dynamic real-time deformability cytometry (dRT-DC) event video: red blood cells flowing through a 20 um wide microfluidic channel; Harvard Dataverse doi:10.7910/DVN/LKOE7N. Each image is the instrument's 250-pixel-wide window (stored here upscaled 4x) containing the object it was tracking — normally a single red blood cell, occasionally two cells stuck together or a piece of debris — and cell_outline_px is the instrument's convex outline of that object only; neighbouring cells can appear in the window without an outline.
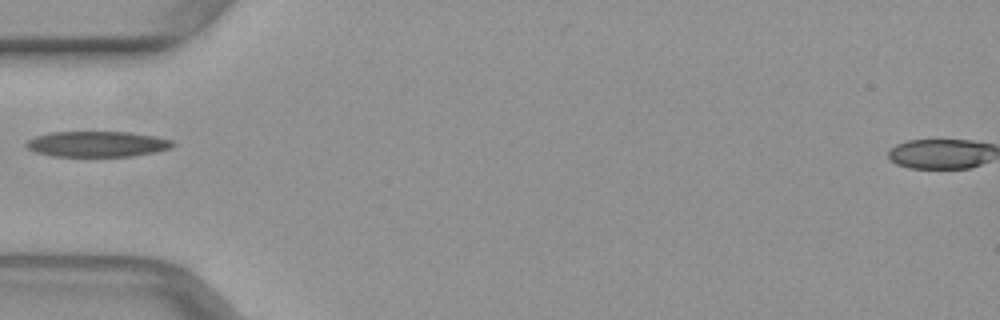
{"species": "common noctule bat (a hibernating species)", "species_latin": "Nyctalus noctula", "temperature_condition": "warm", "stored_images_in_passage": 34, "camera_frame_rate_fps": 3000, "um_per_image_px": 0.085, "animal": {"sex": "female", "body_mass_g": 29.2, "forearm_length_mm": 56.3}, "frame": {"image": 1, "passage_image": 1, "time_ms": 0.0, "image_size_px": [1000, 320], "cell_outline_px": [[176, 144], [172, 148], [132, 156], [52, 156], [36, 152], [28, 148], [24, 144], [28, 140], [36, 136], [48, 132], [132, 132], [156, 136], [172, 140]], "centroid_in_image_um": [8.27, 12.23], "position_along_channel_um": 76.7, "area_um2": 21.91}}
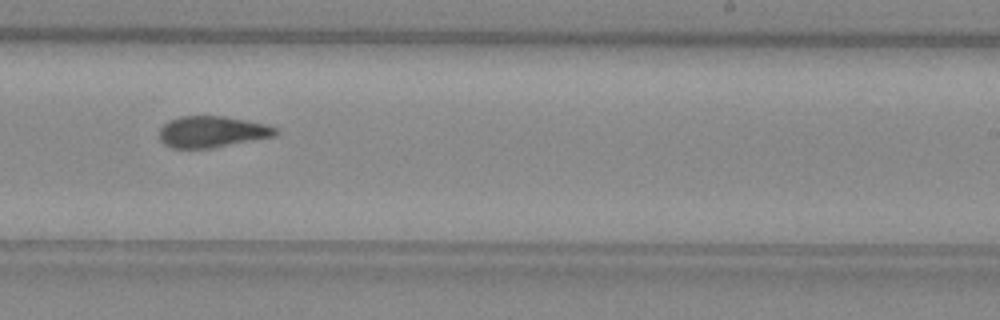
{"frame": {"image": 2, "passage_image": 15, "time_ms": 4.667, "image_size_px": [1000, 320], "cell_outline_px": [[276, 136], [212, 148], [172, 148], [164, 144], [160, 140], [160, 128], [168, 120], [180, 116], [224, 116], [268, 124], [276, 128]], "centroid_in_image_um": [18.01, 11.2], "position_along_channel_um": 271.0, "area_um2": 21.27}}
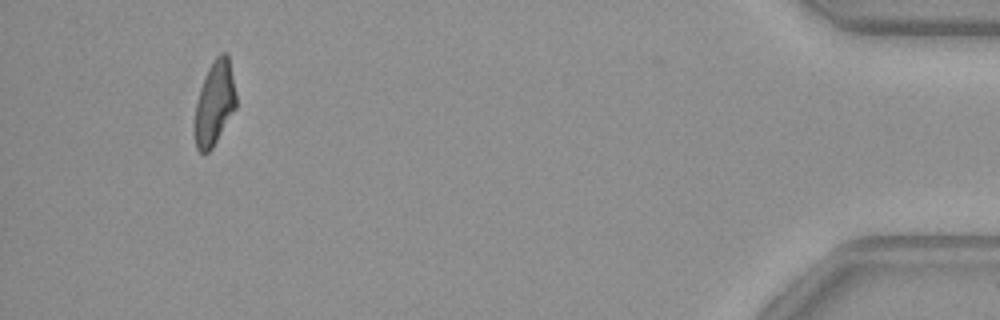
{"frame": {"image": 3, "passage_image": 31, "time_ms": 10.0, "image_size_px": [1000, 320], "cell_outline_px": [[236, 108], [212, 148], [208, 152], [200, 152], [196, 148], [196, 104], [200, 88], [208, 68], [216, 56], [220, 52], [228, 52], [236, 92]], "centroid_in_image_um": [18.27, 8.71], "position_along_channel_um": 416.9, "area_um2": 20.06}}